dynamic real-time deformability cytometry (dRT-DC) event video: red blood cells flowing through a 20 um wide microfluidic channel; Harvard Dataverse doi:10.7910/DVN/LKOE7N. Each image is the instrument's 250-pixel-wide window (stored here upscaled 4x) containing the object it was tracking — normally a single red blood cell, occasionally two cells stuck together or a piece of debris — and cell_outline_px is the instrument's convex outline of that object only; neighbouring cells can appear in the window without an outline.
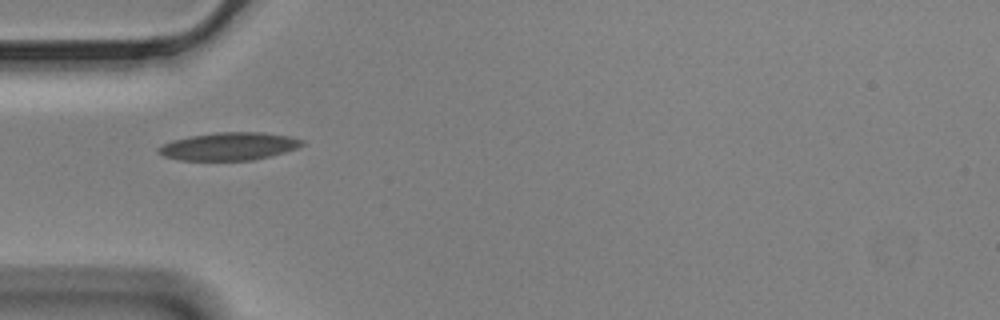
{"species": "Egyptian fruit bat (a non-hibernating species)", "species_latin": "Rousettus aegyptiacus", "temperature_condition": "cold", "stored_images_in_passage": 41, "camera_frame_rate_fps": 3000, "um_per_image_px": 0.085, "animal": {"sex": "male"}, "frame": {"image": 1, "passage_image": 1, "time_ms": 0.0, "image_size_px": [1000, 320], "cell_outline_px": [[304, 144], [296, 148], [284, 152], [252, 160], [180, 160], [164, 156], [156, 152], [156, 148], [172, 140], [192, 136], [216, 132], [264, 132], [288, 136], [304, 140]], "centroid_in_image_um": [19.44, 12.43], "position_along_channel_um": 65.6, "area_um2": 23.12}}
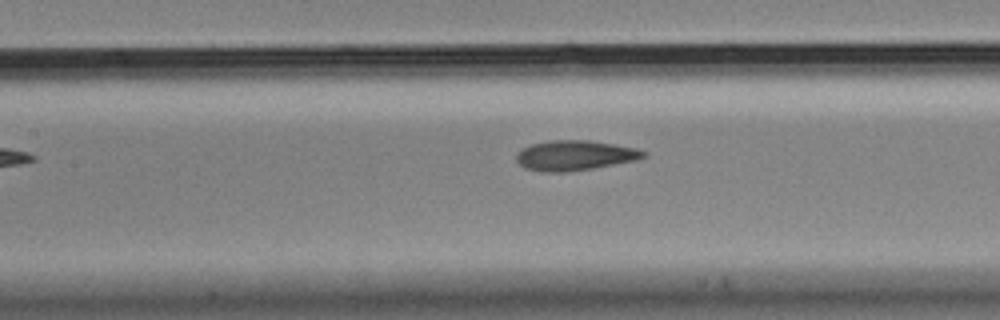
{"frame": {"image": 2, "passage_image": 9, "time_ms": 2.667, "image_size_px": [1000, 320], "cell_outline_px": [[648, 156], [636, 160], [592, 168], [564, 172], [540, 172], [524, 168], [516, 160], [516, 152], [520, 148], [532, 144], [552, 140], [588, 140], [636, 148], [648, 152]], "centroid_in_image_um": [48.83, 13.21], "position_along_channel_um": 158.6, "area_um2": 22.31}}
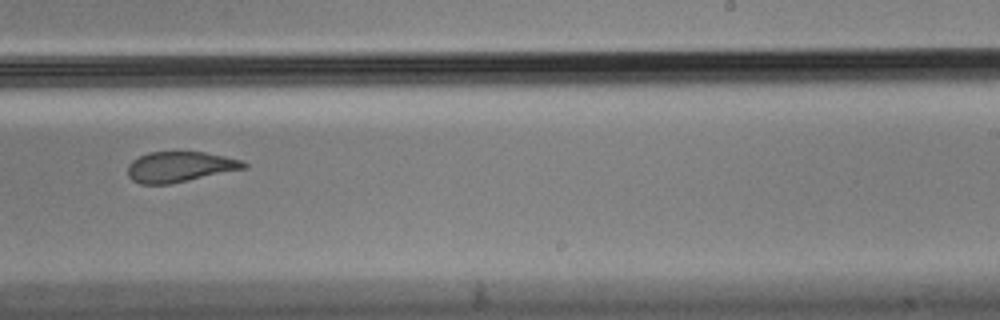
{"frame": {"image": 3, "passage_image": 19, "time_ms": 6.0, "image_size_px": [1000, 320], "cell_outline_px": [[248, 168], [168, 184], [140, 184], [132, 180], [128, 176], [128, 164], [132, 160], [148, 152], [204, 152], [244, 160], [248, 164]], "centroid_in_image_um": [15.31, 14.18], "position_along_channel_um": 273.7, "area_um2": 20.63}, "authors_computed_cell_mechanics": {"area_um2": 22.1374, "velocity_mm_per_s": 3.4781, "shape_relaxation_time_tau1_ms": null, "shape_relaxation_time_tau2_ms": 2.1538, "deformation_change_tau1": null, "deformation_change_tau2": 0.0772}}